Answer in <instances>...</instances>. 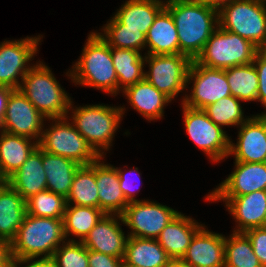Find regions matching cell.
<instances>
[{
  "label": "cell",
  "instance_id": "cell-18",
  "mask_svg": "<svg viewBox=\"0 0 266 267\" xmlns=\"http://www.w3.org/2000/svg\"><path fill=\"white\" fill-rule=\"evenodd\" d=\"M122 216L105 214L90 230L82 244L92 251L123 259L128 235L121 229Z\"/></svg>",
  "mask_w": 266,
  "mask_h": 267
},
{
  "label": "cell",
  "instance_id": "cell-34",
  "mask_svg": "<svg viewBox=\"0 0 266 267\" xmlns=\"http://www.w3.org/2000/svg\"><path fill=\"white\" fill-rule=\"evenodd\" d=\"M224 255V267H262L244 232H233L229 238L225 236Z\"/></svg>",
  "mask_w": 266,
  "mask_h": 267
},
{
  "label": "cell",
  "instance_id": "cell-22",
  "mask_svg": "<svg viewBox=\"0 0 266 267\" xmlns=\"http://www.w3.org/2000/svg\"><path fill=\"white\" fill-rule=\"evenodd\" d=\"M26 201L47 189L46 174L42 163V149L38 146L27 160L5 180Z\"/></svg>",
  "mask_w": 266,
  "mask_h": 267
},
{
  "label": "cell",
  "instance_id": "cell-11",
  "mask_svg": "<svg viewBox=\"0 0 266 267\" xmlns=\"http://www.w3.org/2000/svg\"><path fill=\"white\" fill-rule=\"evenodd\" d=\"M191 83V93L185 94L181 101V104L190 108L203 110L206 106L231 95L225 70L208 68L195 60H192L188 69L187 87Z\"/></svg>",
  "mask_w": 266,
  "mask_h": 267
},
{
  "label": "cell",
  "instance_id": "cell-14",
  "mask_svg": "<svg viewBox=\"0 0 266 267\" xmlns=\"http://www.w3.org/2000/svg\"><path fill=\"white\" fill-rule=\"evenodd\" d=\"M46 120L27 97L16 89L8 97L1 130L39 142Z\"/></svg>",
  "mask_w": 266,
  "mask_h": 267
},
{
  "label": "cell",
  "instance_id": "cell-52",
  "mask_svg": "<svg viewBox=\"0 0 266 267\" xmlns=\"http://www.w3.org/2000/svg\"><path fill=\"white\" fill-rule=\"evenodd\" d=\"M4 182L3 178L0 176V184Z\"/></svg>",
  "mask_w": 266,
  "mask_h": 267
},
{
  "label": "cell",
  "instance_id": "cell-42",
  "mask_svg": "<svg viewBox=\"0 0 266 267\" xmlns=\"http://www.w3.org/2000/svg\"><path fill=\"white\" fill-rule=\"evenodd\" d=\"M89 267H121L123 259L88 250Z\"/></svg>",
  "mask_w": 266,
  "mask_h": 267
},
{
  "label": "cell",
  "instance_id": "cell-47",
  "mask_svg": "<svg viewBox=\"0 0 266 267\" xmlns=\"http://www.w3.org/2000/svg\"><path fill=\"white\" fill-rule=\"evenodd\" d=\"M166 267H193L190 264L184 262L182 259L170 260Z\"/></svg>",
  "mask_w": 266,
  "mask_h": 267
},
{
  "label": "cell",
  "instance_id": "cell-9",
  "mask_svg": "<svg viewBox=\"0 0 266 267\" xmlns=\"http://www.w3.org/2000/svg\"><path fill=\"white\" fill-rule=\"evenodd\" d=\"M187 135L211 162L228 158L230 137L221 126L213 123L202 109L181 105Z\"/></svg>",
  "mask_w": 266,
  "mask_h": 267
},
{
  "label": "cell",
  "instance_id": "cell-41",
  "mask_svg": "<svg viewBox=\"0 0 266 267\" xmlns=\"http://www.w3.org/2000/svg\"><path fill=\"white\" fill-rule=\"evenodd\" d=\"M116 170H117V174H118V177H119V185H120V188H121V190H122V192H123V194L125 196L126 201L128 203L138 201V199H136L135 196L137 195L139 190L138 189L137 190L134 189V188H136V186H135L136 184L133 185L135 181L130 179L131 175L128 176L129 174L126 172V169H121V168L116 167ZM122 170H125V171H122ZM130 170H129L130 174H135L136 173L137 174L136 177L140 178L141 174L138 171L137 167L136 168L133 167ZM131 178H132V176H131Z\"/></svg>",
  "mask_w": 266,
  "mask_h": 267
},
{
  "label": "cell",
  "instance_id": "cell-25",
  "mask_svg": "<svg viewBox=\"0 0 266 267\" xmlns=\"http://www.w3.org/2000/svg\"><path fill=\"white\" fill-rule=\"evenodd\" d=\"M146 54H180L178 32L171 13L164 7L146 34Z\"/></svg>",
  "mask_w": 266,
  "mask_h": 267
},
{
  "label": "cell",
  "instance_id": "cell-7",
  "mask_svg": "<svg viewBox=\"0 0 266 267\" xmlns=\"http://www.w3.org/2000/svg\"><path fill=\"white\" fill-rule=\"evenodd\" d=\"M219 27L266 49V4L233 0L218 10Z\"/></svg>",
  "mask_w": 266,
  "mask_h": 267
},
{
  "label": "cell",
  "instance_id": "cell-33",
  "mask_svg": "<svg viewBox=\"0 0 266 267\" xmlns=\"http://www.w3.org/2000/svg\"><path fill=\"white\" fill-rule=\"evenodd\" d=\"M224 70L233 97L242 102H257L259 79L253 63Z\"/></svg>",
  "mask_w": 266,
  "mask_h": 267
},
{
  "label": "cell",
  "instance_id": "cell-32",
  "mask_svg": "<svg viewBox=\"0 0 266 267\" xmlns=\"http://www.w3.org/2000/svg\"><path fill=\"white\" fill-rule=\"evenodd\" d=\"M105 213L99 208L67 204L63 216L64 235L82 242Z\"/></svg>",
  "mask_w": 266,
  "mask_h": 267
},
{
  "label": "cell",
  "instance_id": "cell-50",
  "mask_svg": "<svg viewBox=\"0 0 266 267\" xmlns=\"http://www.w3.org/2000/svg\"><path fill=\"white\" fill-rule=\"evenodd\" d=\"M252 1L260 2V3H264V4H266V0H252Z\"/></svg>",
  "mask_w": 266,
  "mask_h": 267
},
{
  "label": "cell",
  "instance_id": "cell-17",
  "mask_svg": "<svg viewBox=\"0 0 266 267\" xmlns=\"http://www.w3.org/2000/svg\"><path fill=\"white\" fill-rule=\"evenodd\" d=\"M234 171L206 197H237L266 190V162H234Z\"/></svg>",
  "mask_w": 266,
  "mask_h": 267
},
{
  "label": "cell",
  "instance_id": "cell-13",
  "mask_svg": "<svg viewBox=\"0 0 266 267\" xmlns=\"http://www.w3.org/2000/svg\"><path fill=\"white\" fill-rule=\"evenodd\" d=\"M41 37L27 36L13 41L5 39L0 43V86L19 89L23 77L34 66V63H29L38 52Z\"/></svg>",
  "mask_w": 266,
  "mask_h": 267
},
{
  "label": "cell",
  "instance_id": "cell-46",
  "mask_svg": "<svg viewBox=\"0 0 266 267\" xmlns=\"http://www.w3.org/2000/svg\"><path fill=\"white\" fill-rule=\"evenodd\" d=\"M15 267H52V266L48 262H35V263H15Z\"/></svg>",
  "mask_w": 266,
  "mask_h": 267
},
{
  "label": "cell",
  "instance_id": "cell-36",
  "mask_svg": "<svg viewBox=\"0 0 266 267\" xmlns=\"http://www.w3.org/2000/svg\"><path fill=\"white\" fill-rule=\"evenodd\" d=\"M203 111L218 126H240L250 116L244 118L240 100L232 95L220 99L217 103L206 106Z\"/></svg>",
  "mask_w": 266,
  "mask_h": 267
},
{
  "label": "cell",
  "instance_id": "cell-39",
  "mask_svg": "<svg viewBox=\"0 0 266 267\" xmlns=\"http://www.w3.org/2000/svg\"><path fill=\"white\" fill-rule=\"evenodd\" d=\"M253 64L259 79L257 101L266 108V49L258 50ZM262 114H266V110Z\"/></svg>",
  "mask_w": 266,
  "mask_h": 267
},
{
  "label": "cell",
  "instance_id": "cell-44",
  "mask_svg": "<svg viewBox=\"0 0 266 267\" xmlns=\"http://www.w3.org/2000/svg\"><path fill=\"white\" fill-rule=\"evenodd\" d=\"M13 89L0 86V108H6L7 100Z\"/></svg>",
  "mask_w": 266,
  "mask_h": 267
},
{
  "label": "cell",
  "instance_id": "cell-5",
  "mask_svg": "<svg viewBox=\"0 0 266 267\" xmlns=\"http://www.w3.org/2000/svg\"><path fill=\"white\" fill-rule=\"evenodd\" d=\"M23 77L19 91L47 119L68 115L71 97L54 77L46 64L38 61Z\"/></svg>",
  "mask_w": 266,
  "mask_h": 267
},
{
  "label": "cell",
  "instance_id": "cell-30",
  "mask_svg": "<svg viewBox=\"0 0 266 267\" xmlns=\"http://www.w3.org/2000/svg\"><path fill=\"white\" fill-rule=\"evenodd\" d=\"M111 56L118 78V93L144 79L145 56L141 52L111 47Z\"/></svg>",
  "mask_w": 266,
  "mask_h": 267
},
{
  "label": "cell",
  "instance_id": "cell-12",
  "mask_svg": "<svg viewBox=\"0 0 266 267\" xmlns=\"http://www.w3.org/2000/svg\"><path fill=\"white\" fill-rule=\"evenodd\" d=\"M180 212L156 201L130 202L121 214L122 224L131 230L129 237L157 239L163 228Z\"/></svg>",
  "mask_w": 266,
  "mask_h": 267
},
{
  "label": "cell",
  "instance_id": "cell-23",
  "mask_svg": "<svg viewBox=\"0 0 266 267\" xmlns=\"http://www.w3.org/2000/svg\"><path fill=\"white\" fill-rule=\"evenodd\" d=\"M128 103L149 122L164 116V107L171 99L157 90L145 78L122 91Z\"/></svg>",
  "mask_w": 266,
  "mask_h": 267
},
{
  "label": "cell",
  "instance_id": "cell-6",
  "mask_svg": "<svg viewBox=\"0 0 266 267\" xmlns=\"http://www.w3.org/2000/svg\"><path fill=\"white\" fill-rule=\"evenodd\" d=\"M259 48L233 32L217 27L195 61L213 69L253 63Z\"/></svg>",
  "mask_w": 266,
  "mask_h": 267
},
{
  "label": "cell",
  "instance_id": "cell-21",
  "mask_svg": "<svg viewBox=\"0 0 266 267\" xmlns=\"http://www.w3.org/2000/svg\"><path fill=\"white\" fill-rule=\"evenodd\" d=\"M203 225L181 212L168 223L157 238L171 260L182 259L195 235Z\"/></svg>",
  "mask_w": 266,
  "mask_h": 267
},
{
  "label": "cell",
  "instance_id": "cell-20",
  "mask_svg": "<svg viewBox=\"0 0 266 267\" xmlns=\"http://www.w3.org/2000/svg\"><path fill=\"white\" fill-rule=\"evenodd\" d=\"M104 157L96 160V185L98 190L99 209L105 214L121 215L129 204L119 185L116 167L105 164Z\"/></svg>",
  "mask_w": 266,
  "mask_h": 267
},
{
  "label": "cell",
  "instance_id": "cell-26",
  "mask_svg": "<svg viewBox=\"0 0 266 267\" xmlns=\"http://www.w3.org/2000/svg\"><path fill=\"white\" fill-rule=\"evenodd\" d=\"M31 140L0 130V176L4 181L18 170L38 147V142Z\"/></svg>",
  "mask_w": 266,
  "mask_h": 267
},
{
  "label": "cell",
  "instance_id": "cell-38",
  "mask_svg": "<svg viewBox=\"0 0 266 267\" xmlns=\"http://www.w3.org/2000/svg\"><path fill=\"white\" fill-rule=\"evenodd\" d=\"M52 267H89L88 249L74 238H68L48 262Z\"/></svg>",
  "mask_w": 266,
  "mask_h": 267
},
{
  "label": "cell",
  "instance_id": "cell-19",
  "mask_svg": "<svg viewBox=\"0 0 266 267\" xmlns=\"http://www.w3.org/2000/svg\"><path fill=\"white\" fill-rule=\"evenodd\" d=\"M225 235L202 226L194 235L182 260L193 267H224Z\"/></svg>",
  "mask_w": 266,
  "mask_h": 267
},
{
  "label": "cell",
  "instance_id": "cell-4",
  "mask_svg": "<svg viewBox=\"0 0 266 267\" xmlns=\"http://www.w3.org/2000/svg\"><path fill=\"white\" fill-rule=\"evenodd\" d=\"M71 100L69 111H72L70 120L76 130L87 140L88 144L101 157L111 148L113 138L118 130L120 121L126 111L121 106H106L105 104L85 105L73 107Z\"/></svg>",
  "mask_w": 266,
  "mask_h": 267
},
{
  "label": "cell",
  "instance_id": "cell-31",
  "mask_svg": "<svg viewBox=\"0 0 266 267\" xmlns=\"http://www.w3.org/2000/svg\"><path fill=\"white\" fill-rule=\"evenodd\" d=\"M66 203L77 206L99 208L96 185V161L90 165H81L73 178Z\"/></svg>",
  "mask_w": 266,
  "mask_h": 267
},
{
  "label": "cell",
  "instance_id": "cell-10",
  "mask_svg": "<svg viewBox=\"0 0 266 267\" xmlns=\"http://www.w3.org/2000/svg\"><path fill=\"white\" fill-rule=\"evenodd\" d=\"M144 78L157 90L164 93L171 100L187 88V73L192 60L185 54L154 55L144 54Z\"/></svg>",
  "mask_w": 266,
  "mask_h": 267
},
{
  "label": "cell",
  "instance_id": "cell-24",
  "mask_svg": "<svg viewBox=\"0 0 266 267\" xmlns=\"http://www.w3.org/2000/svg\"><path fill=\"white\" fill-rule=\"evenodd\" d=\"M27 214L26 201L6 181L0 184V239L11 242Z\"/></svg>",
  "mask_w": 266,
  "mask_h": 267
},
{
  "label": "cell",
  "instance_id": "cell-1",
  "mask_svg": "<svg viewBox=\"0 0 266 267\" xmlns=\"http://www.w3.org/2000/svg\"><path fill=\"white\" fill-rule=\"evenodd\" d=\"M65 241L63 219L26 214L10 242L13 262H49L61 242Z\"/></svg>",
  "mask_w": 266,
  "mask_h": 267
},
{
  "label": "cell",
  "instance_id": "cell-40",
  "mask_svg": "<svg viewBox=\"0 0 266 267\" xmlns=\"http://www.w3.org/2000/svg\"><path fill=\"white\" fill-rule=\"evenodd\" d=\"M251 241L253 252L262 267H266V227L251 228L244 232Z\"/></svg>",
  "mask_w": 266,
  "mask_h": 267
},
{
  "label": "cell",
  "instance_id": "cell-51",
  "mask_svg": "<svg viewBox=\"0 0 266 267\" xmlns=\"http://www.w3.org/2000/svg\"><path fill=\"white\" fill-rule=\"evenodd\" d=\"M121 267H135V266H131V265H127L124 262L122 263Z\"/></svg>",
  "mask_w": 266,
  "mask_h": 267
},
{
  "label": "cell",
  "instance_id": "cell-8",
  "mask_svg": "<svg viewBox=\"0 0 266 267\" xmlns=\"http://www.w3.org/2000/svg\"><path fill=\"white\" fill-rule=\"evenodd\" d=\"M48 120H52V124L46 129L44 125L38 142L42 150L69 158L80 165H90L100 157L67 117Z\"/></svg>",
  "mask_w": 266,
  "mask_h": 267
},
{
  "label": "cell",
  "instance_id": "cell-15",
  "mask_svg": "<svg viewBox=\"0 0 266 267\" xmlns=\"http://www.w3.org/2000/svg\"><path fill=\"white\" fill-rule=\"evenodd\" d=\"M238 128L237 142L230 138L228 156L238 162H266V114L253 115Z\"/></svg>",
  "mask_w": 266,
  "mask_h": 267
},
{
  "label": "cell",
  "instance_id": "cell-49",
  "mask_svg": "<svg viewBox=\"0 0 266 267\" xmlns=\"http://www.w3.org/2000/svg\"><path fill=\"white\" fill-rule=\"evenodd\" d=\"M5 109L6 108H0V130H1V123L5 114Z\"/></svg>",
  "mask_w": 266,
  "mask_h": 267
},
{
  "label": "cell",
  "instance_id": "cell-28",
  "mask_svg": "<svg viewBox=\"0 0 266 267\" xmlns=\"http://www.w3.org/2000/svg\"><path fill=\"white\" fill-rule=\"evenodd\" d=\"M157 239L128 237L123 262L135 267H166L170 262Z\"/></svg>",
  "mask_w": 266,
  "mask_h": 267
},
{
  "label": "cell",
  "instance_id": "cell-3",
  "mask_svg": "<svg viewBox=\"0 0 266 267\" xmlns=\"http://www.w3.org/2000/svg\"><path fill=\"white\" fill-rule=\"evenodd\" d=\"M66 74L76 85L93 87L111 96L118 95L111 47L97 32L88 35L80 58Z\"/></svg>",
  "mask_w": 266,
  "mask_h": 267
},
{
  "label": "cell",
  "instance_id": "cell-45",
  "mask_svg": "<svg viewBox=\"0 0 266 267\" xmlns=\"http://www.w3.org/2000/svg\"><path fill=\"white\" fill-rule=\"evenodd\" d=\"M196 1L219 10L222 6L226 5L227 3L233 0H196Z\"/></svg>",
  "mask_w": 266,
  "mask_h": 267
},
{
  "label": "cell",
  "instance_id": "cell-37",
  "mask_svg": "<svg viewBox=\"0 0 266 267\" xmlns=\"http://www.w3.org/2000/svg\"><path fill=\"white\" fill-rule=\"evenodd\" d=\"M66 205V198L47 189L26 200L27 214L36 217L63 219Z\"/></svg>",
  "mask_w": 266,
  "mask_h": 267
},
{
  "label": "cell",
  "instance_id": "cell-43",
  "mask_svg": "<svg viewBox=\"0 0 266 267\" xmlns=\"http://www.w3.org/2000/svg\"><path fill=\"white\" fill-rule=\"evenodd\" d=\"M0 267H15L11 256L10 243L0 239Z\"/></svg>",
  "mask_w": 266,
  "mask_h": 267
},
{
  "label": "cell",
  "instance_id": "cell-29",
  "mask_svg": "<svg viewBox=\"0 0 266 267\" xmlns=\"http://www.w3.org/2000/svg\"><path fill=\"white\" fill-rule=\"evenodd\" d=\"M163 5L149 0H127L113 15L124 29L139 30L145 35Z\"/></svg>",
  "mask_w": 266,
  "mask_h": 267
},
{
  "label": "cell",
  "instance_id": "cell-48",
  "mask_svg": "<svg viewBox=\"0 0 266 267\" xmlns=\"http://www.w3.org/2000/svg\"><path fill=\"white\" fill-rule=\"evenodd\" d=\"M149 1L159 3V4L163 5L164 7H166L167 5L173 4V3L177 2L178 0H166V1L165 0L164 1H162V0H149Z\"/></svg>",
  "mask_w": 266,
  "mask_h": 267
},
{
  "label": "cell",
  "instance_id": "cell-16",
  "mask_svg": "<svg viewBox=\"0 0 266 267\" xmlns=\"http://www.w3.org/2000/svg\"><path fill=\"white\" fill-rule=\"evenodd\" d=\"M206 201L225 202L229 214L233 216L236 228L232 232H245L251 228L266 227V190L237 197H206Z\"/></svg>",
  "mask_w": 266,
  "mask_h": 267
},
{
  "label": "cell",
  "instance_id": "cell-27",
  "mask_svg": "<svg viewBox=\"0 0 266 267\" xmlns=\"http://www.w3.org/2000/svg\"><path fill=\"white\" fill-rule=\"evenodd\" d=\"M47 190L64 198L70 193L74 175L81 166L74 160L42 150Z\"/></svg>",
  "mask_w": 266,
  "mask_h": 267
},
{
  "label": "cell",
  "instance_id": "cell-35",
  "mask_svg": "<svg viewBox=\"0 0 266 267\" xmlns=\"http://www.w3.org/2000/svg\"><path fill=\"white\" fill-rule=\"evenodd\" d=\"M104 33L98 34L107 42L110 47L133 49L141 52L146 46V35L139 30L124 29L114 16L107 21L101 29Z\"/></svg>",
  "mask_w": 266,
  "mask_h": 267
},
{
  "label": "cell",
  "instance_id": "cell-2",
  "mask_svg": "<svg viewBox=\"0 0 266 267\" xmlns=\"http://www.w3.org/2000/svg\"><path fill=\"white\" fill-rule=\"evenodd\" d=\"M165 8L177 28L180 54L195 60L219 26L218 10L196 0H178Z\"/></svg>",
  "mask_w": 266,
  "mask_h": 267
}]
</instances>
